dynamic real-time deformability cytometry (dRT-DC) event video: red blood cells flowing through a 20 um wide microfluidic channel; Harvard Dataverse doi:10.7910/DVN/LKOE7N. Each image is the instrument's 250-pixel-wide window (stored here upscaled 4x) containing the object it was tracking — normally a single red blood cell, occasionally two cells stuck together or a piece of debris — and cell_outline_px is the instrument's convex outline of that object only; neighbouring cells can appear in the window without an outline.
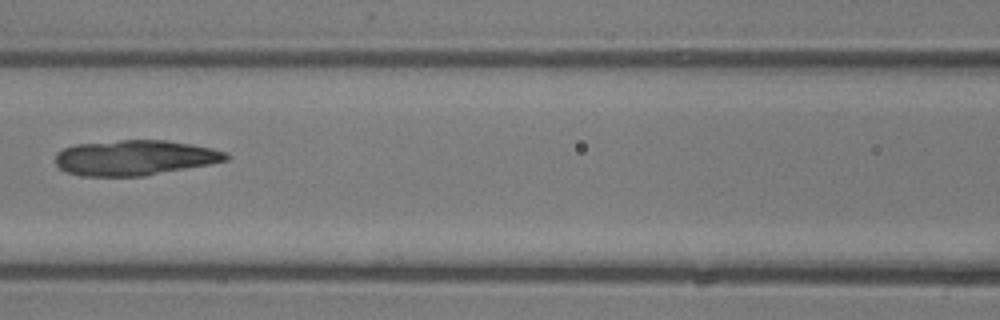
{"species": "common noctule bat (a hibernating species)", "species_latin": "Nyctalus noctula", "temperature_condition": "room temperature", "stored_images_in_passage": 4, "camera_frame_rate_fps": 3000, "um_per_image_px": 0.085, "animal": {"sex": "male", "body_mass_g": 13.3}, "frame": {"image": 1, "passage_image": 4, "time_ms": 3.333, "image_size_px": [1000, 320], "cell_outline_px": [[232, 156], [228, 160], [212, 164], [144, 176], [80, 176], [68, 172], [60, 168], [56, 164], [56, 152], [64, 148], [76, 144], [120, 140], [164, 140], [192, 144], [212, 148], [228, 152]], "centroid_in_image_um": [11.5, 13.4], "position_along_channel_um": 155.1, "area_um2": 35.32}}